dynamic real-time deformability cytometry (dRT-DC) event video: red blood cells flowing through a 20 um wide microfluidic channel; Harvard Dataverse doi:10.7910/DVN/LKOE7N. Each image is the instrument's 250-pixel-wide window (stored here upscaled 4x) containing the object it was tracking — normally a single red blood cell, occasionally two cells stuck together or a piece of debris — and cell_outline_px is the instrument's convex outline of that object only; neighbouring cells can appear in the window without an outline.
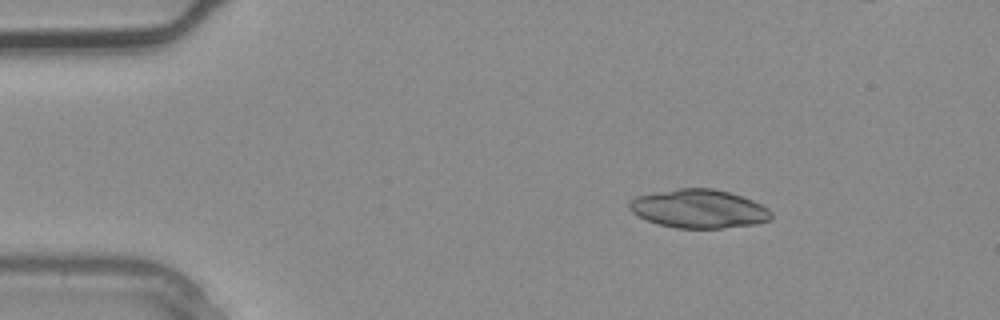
{"species": "common noctule bat (a hibernating species)", "species_latin": "Nyctalus noctula", "temperature_condition": "warm", "stored_images_in_passage": 3, "camera_frame_rate_fps": 3000, "um_per_image_px": 0.085, "animal": {"sex": "male", "body_mass_g": 20.4}, "frame": {"image": 1, "passage_image": 1, "time_ms": 0.0, "image_size_px": [1000, 320], "cell_outline_px": [[772, 220], [756, 224], [720, 228], [676, 228], [660, 224], [648, 220], [632, 212], [628, 208], [628, 204], [636, 196], [652, 192], [680, 188], [712, 188], [728, 192], [752, 200], [768, 208], [772, 212]], "centroid_in_image_um": [59.41, 17.74], "position_along_channel_um": 25.6, "area_um2": 31.85}}